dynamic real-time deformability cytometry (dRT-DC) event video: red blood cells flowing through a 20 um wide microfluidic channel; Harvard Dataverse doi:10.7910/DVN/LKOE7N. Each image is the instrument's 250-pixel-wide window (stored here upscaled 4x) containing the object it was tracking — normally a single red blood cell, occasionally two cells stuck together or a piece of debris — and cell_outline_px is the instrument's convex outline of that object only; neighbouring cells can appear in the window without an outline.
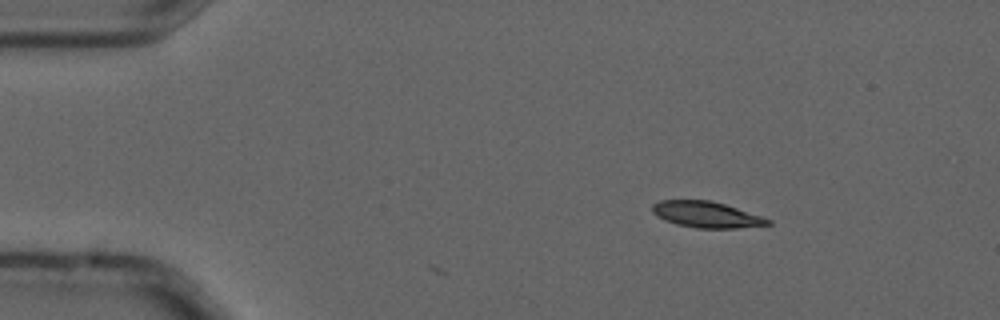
{"species": "common noctule bat (a hibernating species)", "species_latin": "Nyctalus noctula", "temperature_condition": "cold", "stored_images_in_passage": 13, "camera_frame_rate_fps": 3000, "um_per_image_px": 0.085, "animal": {"sex": "male", "forearm_length_mm": 52.5}, "frame": {"image": 1, "passage_image": 1, "time_ms": 0.0, "image_size_px": [1000, 320], "cell_outline_px": [[772, 224], [736, 228], [696, 228], [676, 224], [664, 220], [656, 216], [652, 212], [652, 204], [660, 200], [712, 200], [772, 220]], "centroid_in_image_um": [60.0, 18.24], "position_along_channel_um": 25.0, "area_um2": 17.51}}
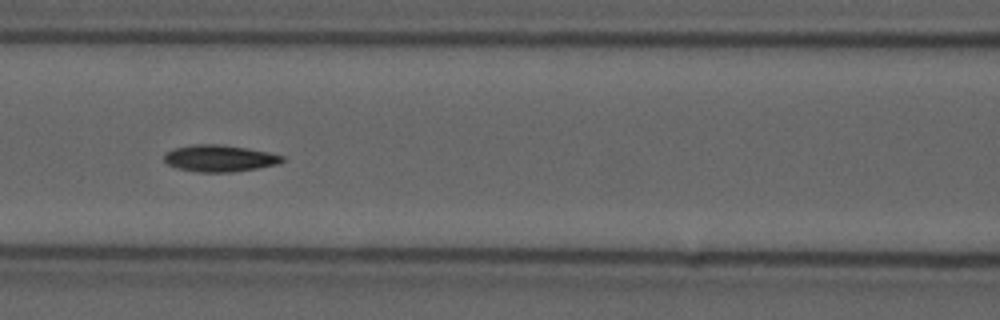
{"frame": {"image": 2, "passage_image": 5, "time_ms": 1.333, "image_size_px": [1000, 320], "cell_outline_px": [[284, 160], [280, 164], [232, 172], [196, 172], [176, 168], [168, 164], [164, 160], [164, 156], [172, 148], [192, 144], [220, 144], [248, 148], [268, 152], [284, 156]], "centroid_in_image_um": [18.66, 13.45], "position_along_channel_um": 147.9, "area_um2": 18.5}}
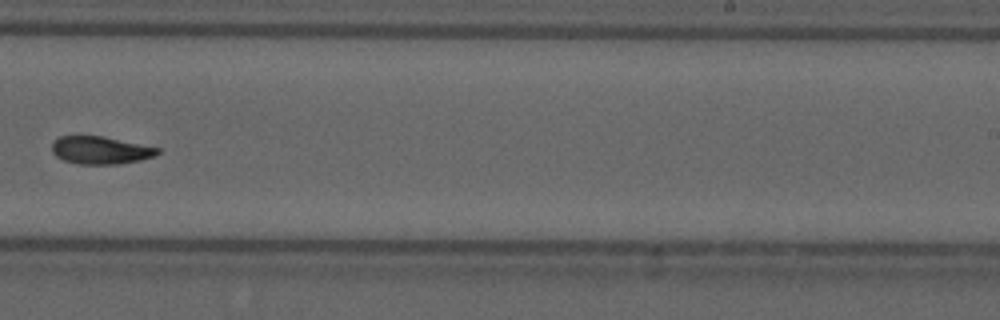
{"frame": {"image": 3, "passage_image": 8, "time_ms": 2.333, "image_size_px": [1000, 320], "cell_outline_px": [[160, 152], [156, 156], [140, 160], [116, 164], [76, 164], [64, 160], [56, 156], [52, 152], [52, 144], [60, 136], [104, 136], [160, 148]], "centroid_in_image_um": [8.56, 12.77], "position_along_channel_um": 280.4, "area_um2": 17.05}}